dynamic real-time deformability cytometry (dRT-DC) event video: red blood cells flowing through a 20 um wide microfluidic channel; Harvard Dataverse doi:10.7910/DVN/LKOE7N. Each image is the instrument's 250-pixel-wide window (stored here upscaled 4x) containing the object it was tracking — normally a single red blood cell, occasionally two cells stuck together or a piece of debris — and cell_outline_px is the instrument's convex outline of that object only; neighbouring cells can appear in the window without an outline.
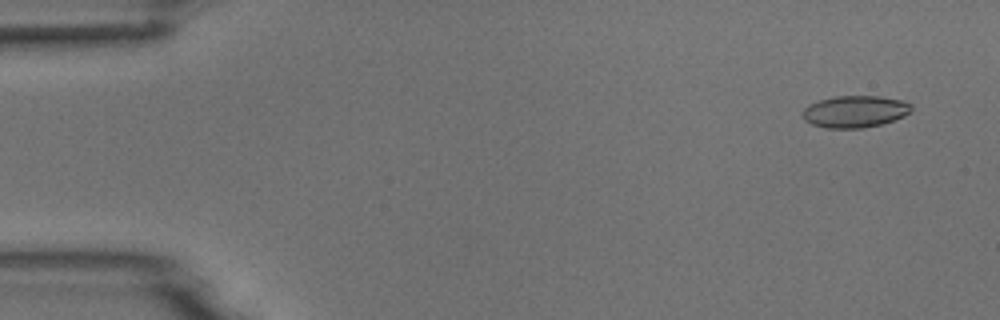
{"species": "common noctule bat (a hibernating species)", "species_latin": "Nyctalus noctula", "temperature_condition": "room temperature", "stored_images_in_passage": 4, "camera_frame_rate_fps": 3000, "um_per_image_px": 0.085, "animal": {"sex": "male", "body_mass_g": 18.8}, "frame": {"image": 1, "passage_image": 1, "time_ms": 0.0, "image_size_px": [1000, 320], "cell_outline_px": [[912, 112], [904, 116], [880, 124], [864, 128], [828, 128], [812, 124], [804, 120], [804, 108], [808, 104], [820, 100], [836, 96], [880, 96], [904, 100], [912, 104]], "centroid_in_image_um": [72.71, 9.47], "position_along_channel_um": 12.3, "area_um2": 20.23}}
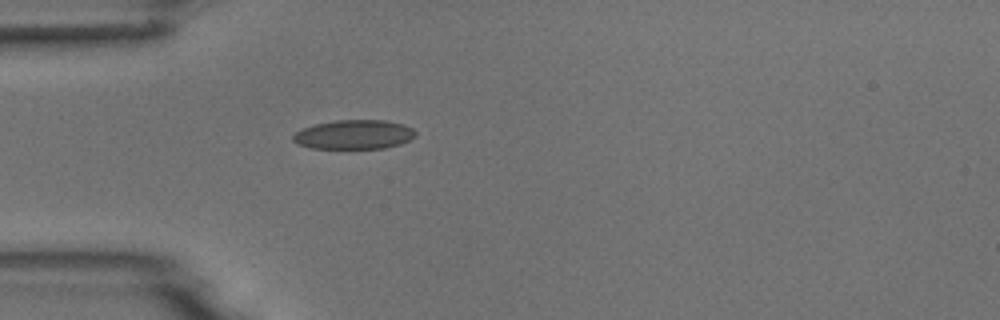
{"frame": {"image": 2, "passage_image": 4, "time_ms": 4.0, "image_size_px": [1000, 320], "cell_outline_px": [[416, 136], [400, 144], [384, 148], [312, 148], [296, 144], [292, 140], [292, 136], [296, 132], [304, 128], [316, 124], [336, 120], [384, 120], [404, 124], [412, 128], [416, 132]], "centroid_in_image_um": [30.1, 11.43], "position_along_channel_um": 54.9, "area_um2": 20.81}}